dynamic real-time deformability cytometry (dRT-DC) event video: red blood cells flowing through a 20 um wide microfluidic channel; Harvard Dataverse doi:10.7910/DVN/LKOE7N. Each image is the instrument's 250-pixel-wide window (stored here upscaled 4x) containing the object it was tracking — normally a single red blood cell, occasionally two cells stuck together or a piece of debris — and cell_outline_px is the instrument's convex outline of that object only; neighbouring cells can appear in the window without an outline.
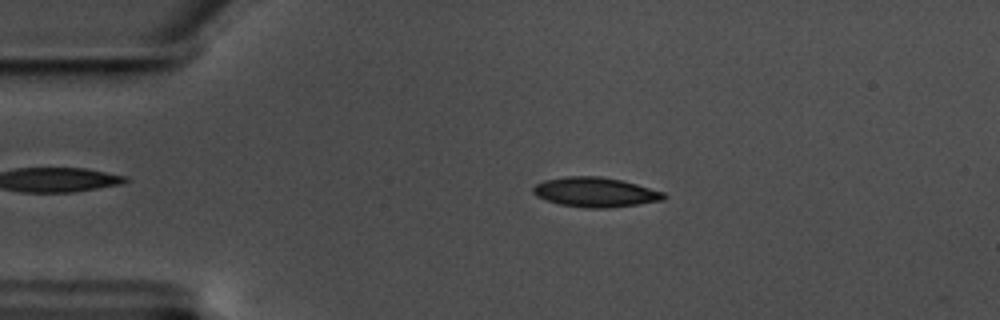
{"species": "common noctule bat (a hibernating species)", "species_latin": "Nyctalus noctula", "temperature_condition": "warm", "stored_images_in_passage": 58, "camera_frame_rate_fps": 3000, "um_per_image_px": 0.085, "animal": {"sex": "male", "body_mass_g": 17.5, "forearm_length_mm": 52.3}, "frame": {"image": 1, "passage_image": 12, "time_ms": 3.667, "image_size_px": [1000, 320], "cell_outline_px": [[668, 196], [664, 200], [608, 208], [584, 208], [560, 204], [536, 196], [532, 192], [532, 188], [536, 184], [544, 180], [568, 176], [600, 176], [620, 180], [636, 184], [664, 192]], "centroid_in_image_um": [50.6, 16.33], "position_along_channel_um": 34.4, "area_um2": 22.48}}
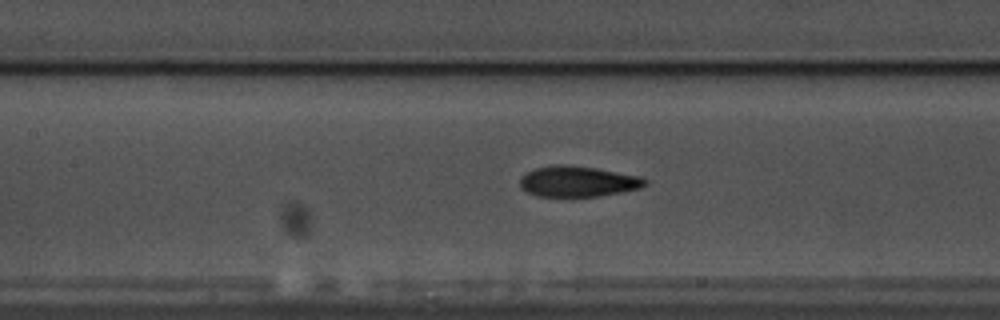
{"frame": {"image": 2, "passage_image": 26, "time_ms": 8.333, "image_size_px": [1000, 320], "cell_outline_px": [[648, 184], [640, 188], [620, 192], [596, 196], [536, 196], [520, 188], [520, 176], [536, 168], [556, 164], [564, 164], [596, 168], [640, 176], [648, 180]], "centroid_in_image_um": [49.11, 15.41], "position_along_channel_um": 158.3, "area_um2": 22.31}}
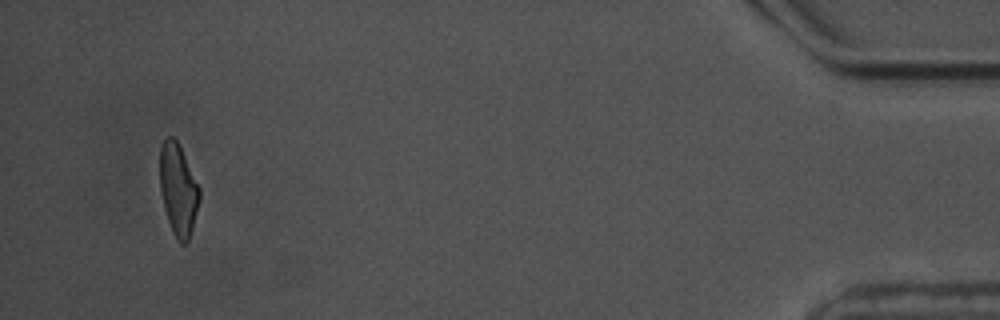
{"frame": {"image": 3, "passage_image": 55, "time_ms": 18.0, "image_size_px": [1000, 320], "cell_outline_px": [[200, 200], [192, 228], [188, 240], [184, 244], [180, 244], [176, 240], [172, 232], [164, 208], [160, 192], [160, 148], [164, 140], [168, 136], [172, 136], [176, 140], [200, 188]], "centroid_in_image_um": [15.14, 16.15], "position_along_channel_um": 420.1, "area_um2": 20.98}, "authors_computed_cell_mechanics": {"area_um2": 21.8195, "velocity_mm_per_s": 3.5222, "shape_relaxation_time_tau1_ms": 5.9176, "shape_relaxation_time_tau2_ms": 2.7168, "deformation_change_tau1": 0.1908, "deformation_change_tau2": 0.0851}}